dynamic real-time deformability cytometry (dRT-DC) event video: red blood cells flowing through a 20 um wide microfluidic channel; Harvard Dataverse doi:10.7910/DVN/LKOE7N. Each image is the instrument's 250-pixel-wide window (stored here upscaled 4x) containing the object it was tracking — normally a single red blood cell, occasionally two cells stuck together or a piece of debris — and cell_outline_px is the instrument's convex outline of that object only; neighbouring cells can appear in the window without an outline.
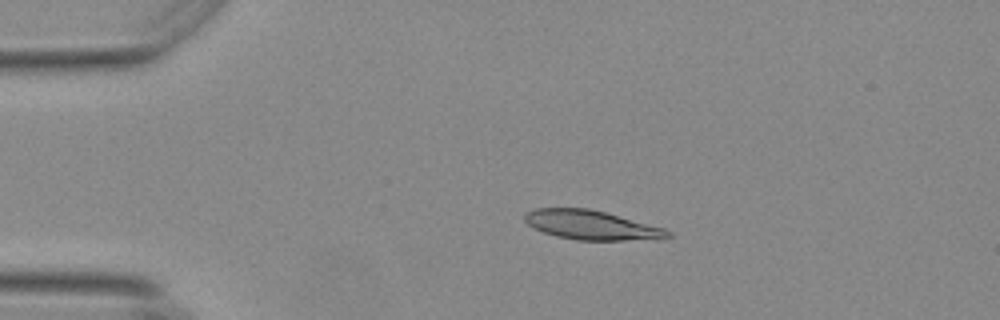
{"species": "Egyptian fruit bat (a non-hibernating species)", "species_latin": "Rousettus aegyptiacus", "temperature_condition": "warm", "stored_images_in_passage": 54, "camera_frame_rate_fps": 3000, "um_per_image_px": 0.085, "animal": {"sex": "female"}, "frame": {"image": 1, "passage_image": 11, "time_ms": 3.333, "image_size_px": [1000, 320], "cell_outline_px": [[672, 236], [624, 240], [576, 240], [556, 236], [544, 232], [528, 224], [524, 220], [524, 216], [528, 212], [536, 208], [588, 208], [604, 212], [664, 228], [672, 232]], "centroid_in_image_um": [50.22, 19.12], "position_along_channel_um": 34.8, "area_um2": 23.81}}
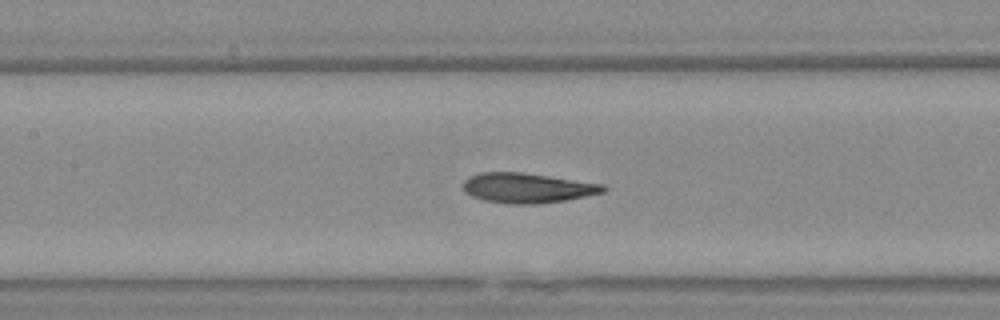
{"frame": {"image": 2, "passage_image": 25, "time_ms": 8.0, "image_size_px": [1000, 320], "cell_outline_px": [[608, 188], [604, 192], [564, 200], [540, 204], [508, 204], [484, 200], [472, 196], [464, 192], [464, 180], [480, 172], [520, 172], [604, 184]], "centroid_in_image_um": [44.82, 15.98], "position_along_channel_um": 162.6, "area_um2": 24.28}}
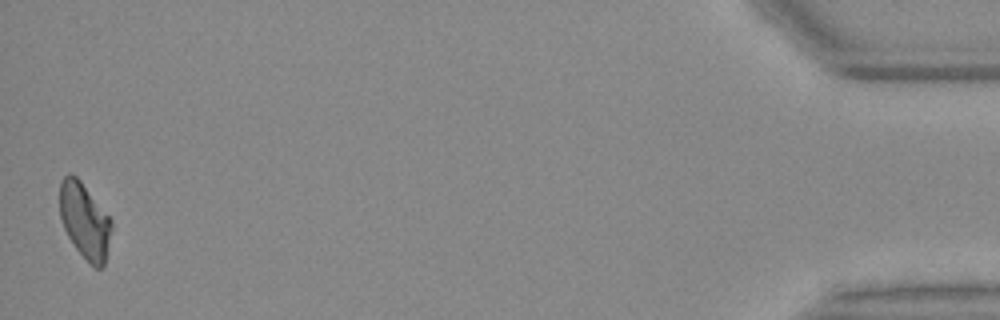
{"frame": {"image": 3, "passage_image": 54, "time_ms": 17.667, "image_size_px": [1000, 320], "cell_outline_px": [[112, 228], [104, 264], [100, 268], [96, 268], [76, 248], [68, 236], [64, 228], [60, 216], [60, 180], [68, 172], [76, 176], [80, 180], [112, 220]], "centroid_in_image_um": [7.19, 18.72], "position_along_channel_um": 428.0, "area_um2": 22.43}, "authors_computed_cell_mechanics": {"area_um2": 24.0737, "velocity_mm_per_s": 3.6958, "shape_relaxation_time_tau1_ms": 8.634, "shape_relaxation_time_tau2_ms": 3.8906, "deformation_change_tau1": 0.2285, "deformation_change_tau2": 0.1243}}